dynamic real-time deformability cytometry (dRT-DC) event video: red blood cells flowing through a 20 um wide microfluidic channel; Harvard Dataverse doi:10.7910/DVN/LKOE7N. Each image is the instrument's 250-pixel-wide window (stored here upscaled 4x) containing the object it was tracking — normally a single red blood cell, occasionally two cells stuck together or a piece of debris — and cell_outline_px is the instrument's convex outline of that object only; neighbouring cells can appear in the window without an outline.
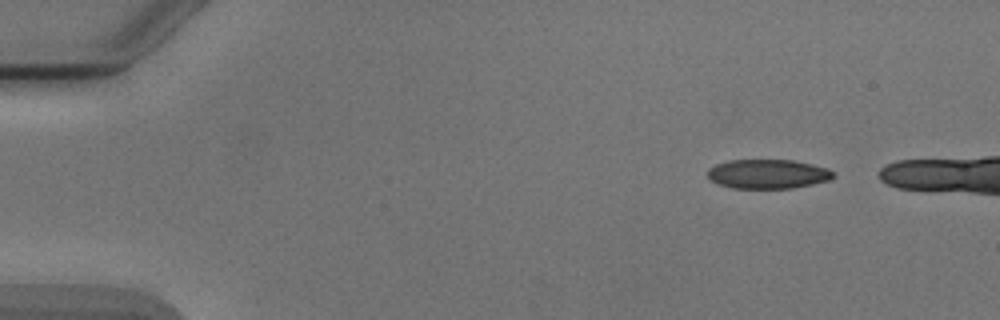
{"species": "Egyptian fruit bat (a non-hibernating species)", "species_latin": "Rousettus aegyptiacus", "temperature_condition": "cold", "stored_images_in_passage": 4, "camera_frame_rate_fps": 3000, "um_per_image_px": 0.085, "animal": {"sex": "male"}, "frame": {"image": 1, "passage_image": 1, "time_ms": 0.0, "image_size_px": [1000, 320], "cell_outline_px": [[836, 176], [828, 180], [812, 184], [792, 188], [732, 188], [720, 184], [712, 180], [708, 176], [708, 168], [716, 164], [728, 160], [792, 160], [812, 164], [828, 168], [836, 172]], "centroid_in_image_um": [65.3, 14.78], "position_along_channel_um": 19.7, "area_um2": 21.44}}